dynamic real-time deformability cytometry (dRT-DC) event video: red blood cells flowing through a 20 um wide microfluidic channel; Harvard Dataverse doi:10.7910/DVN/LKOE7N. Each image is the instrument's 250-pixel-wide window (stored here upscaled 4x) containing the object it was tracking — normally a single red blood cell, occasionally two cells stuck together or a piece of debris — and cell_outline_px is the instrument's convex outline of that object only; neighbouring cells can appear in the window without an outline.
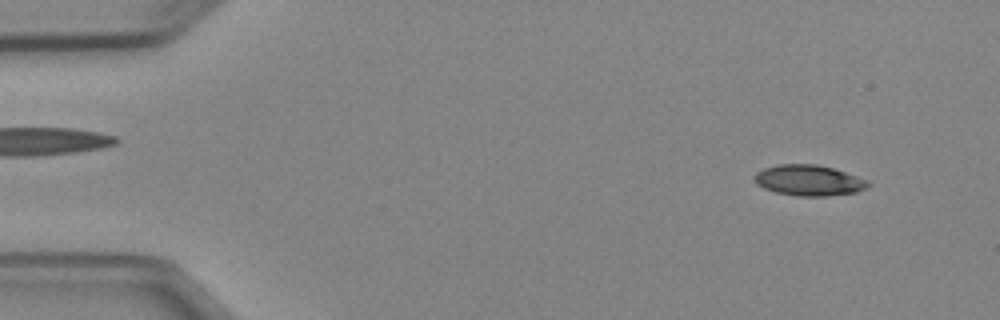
{"species": "Egyptian fruit bat (a non-hibernating species)", "species_latin": "Rousettus aegyptiacus", "temperature_condition": "cold", "stored_images_in_passage": 4, "camera_frame_rate_fps": 3000, "um_per_image_px": 0.085, "animal": {"sex": "female"}, "frame": {"image": 1, "passage_image": 1, "time_ms": 0.0, "image_size_px": [1000, 320], "cell_outline_px": [[872, 184], [856, 192], [824, 196], [796, 196], [776, 192], [764, 188], [756, 184], [752, 180], [752, 176], [756, 172], [764, 168], [776, 164], [816, 164], [832, 168], [868, 180]], "centroid_in_image_um": [68.69, 15.32], "position_along_channel_um": 16.3, "area_um2": 20.4}}
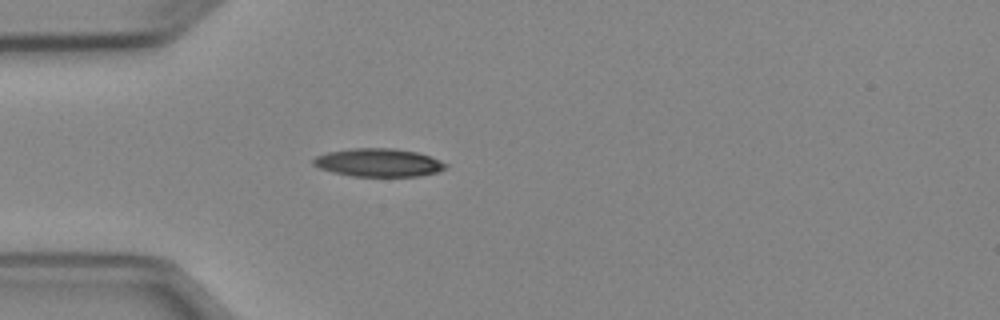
{"frame": {"image": 2, "passage_image": 4, "time_ms": 3.333, "image_size_px": [1000, 320], "cell_outline_px": [[448, 164], [444, 168], [436, 172], [420, 176], [352, 176], [332, 172], [320, 168], [312, 164], [312, 160], [316, 156], [328, 152], [352, 148], [392, 148], [416, 152], [428, 156]], "centroid_in_image_um": [32.13, 13.82], "position_along_channel_um": 52.9, "area_um2": 21.5}}